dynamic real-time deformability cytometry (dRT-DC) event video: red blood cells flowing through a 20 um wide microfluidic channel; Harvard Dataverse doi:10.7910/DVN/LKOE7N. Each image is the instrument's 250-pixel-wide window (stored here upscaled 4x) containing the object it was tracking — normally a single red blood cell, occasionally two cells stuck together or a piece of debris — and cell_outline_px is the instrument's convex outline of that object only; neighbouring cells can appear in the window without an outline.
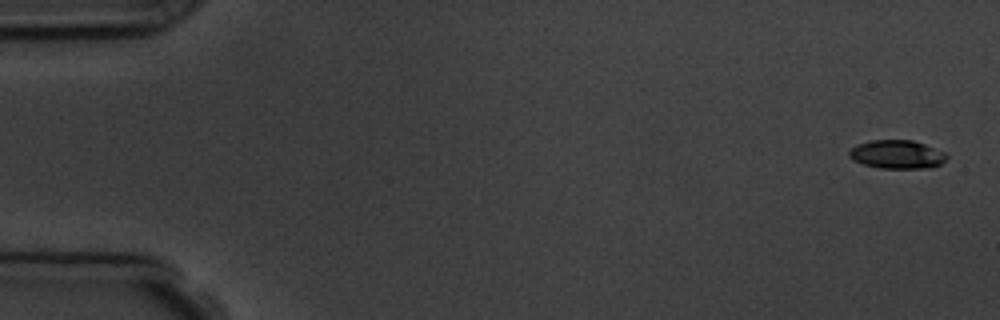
{"species": "common noctule bat (a hibernating species)", "species_latin": "Nyctalus noctula", "temperature_condition": "room temperature", "stored_images_in_passage": 5, "camera_frame_rate_fps": 3000, "um_per_image_px": 0.085, "animal": {"sex": "male", "body_mass_g": 19.5, "forearm_length_mm": 54.6}, "frame": {"image": 1, "passage_image": 1, "time_ms": 0.0, "image_size_px": [1000, 320], "cell_outline_px": [[948, 156], [940, 164], [932, 168], [880, 168], [864, 164], [852, 160], [848, 156], [848, 152], [852, 148], [860, 144], [872, 140], [912, 140], [924, 144], [944, 152]], "centroid_in_image_um": [76.24, 13.13], "position_along_channel_um": 8.8, "area_um2": 16.07}}